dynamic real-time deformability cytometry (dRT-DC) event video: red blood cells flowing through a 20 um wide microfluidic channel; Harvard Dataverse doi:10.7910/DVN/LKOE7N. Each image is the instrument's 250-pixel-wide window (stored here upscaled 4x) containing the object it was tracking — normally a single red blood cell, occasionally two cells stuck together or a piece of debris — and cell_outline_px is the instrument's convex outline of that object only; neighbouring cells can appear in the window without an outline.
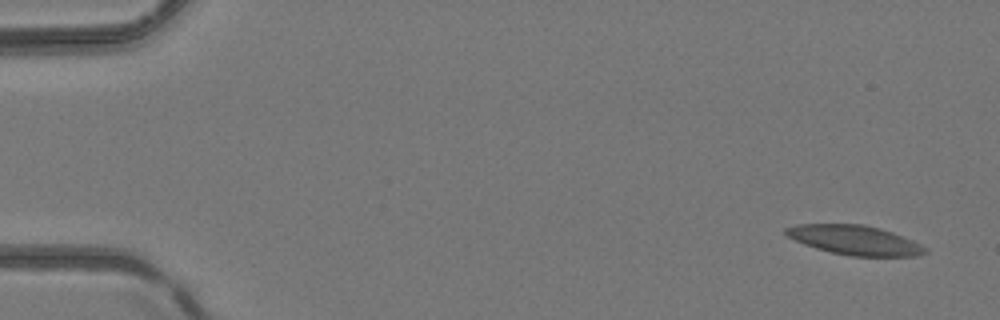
{"species": "common noctule bat (a hibernating species)", "species_latin": "Nyctalus noctula", "temperature_condition": "room temperature", "stored_images_in_passage": 4, "camera_frame_rate_fps": 3000, "um_per_image_px": 0.085, "animal": {"sex": "female", "body_mass_g": 24.6, "forearm_length_mm": 56.2}, "frame": {"image": 1, "passage_image": 1, "time_ms": 0.0, "image_size_px": [1000, 320], "cell_outline_px": [[928, 252], [916, 256], [852, 256], [832, 252], [816, 248], [804, 244], [788, 236], [784, 232], [784, 228], [796, 224], [864, 224], [880, 228], [892, 232], [912, 240], [928, 248]], "centroid_in_image_um": [72.67, 20.4], "position_along_channel_um": 12.3, "area_um2": 23.81}}
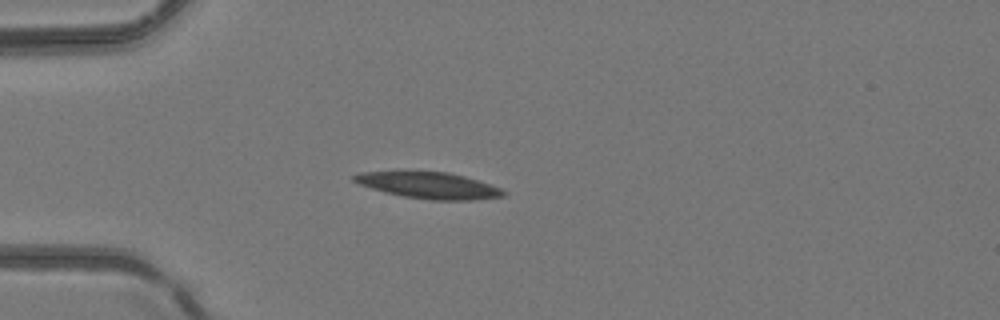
{"frame": {"image": 2, "passage_image": 4, "time_ms": 4.0, "image_size_px": [1000, 320], "cell_outline_px": [[508, 192], [504, 196], [472, 200], [432, 200], [404, 196], [384, 192], [360, 184], [352, 180], [352, 176], [360, 172], [396, 168], [400, 168], [448, 172], [464, 176], [504, 188]], "centroid_in_image_um": [36.39, 15.69], "position_along_channel_um": 48.6, "area_um2": 24.1}}